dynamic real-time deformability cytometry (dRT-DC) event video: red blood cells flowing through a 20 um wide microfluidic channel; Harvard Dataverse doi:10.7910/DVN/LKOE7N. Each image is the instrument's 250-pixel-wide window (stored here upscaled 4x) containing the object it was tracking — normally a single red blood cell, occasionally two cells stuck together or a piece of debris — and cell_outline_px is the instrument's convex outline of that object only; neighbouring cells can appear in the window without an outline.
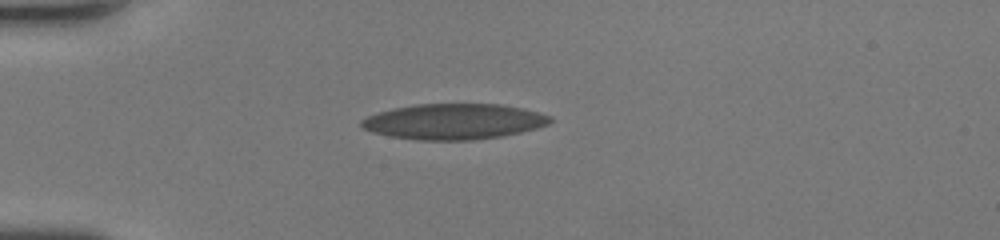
{"species": "human", "species_latin": "Homo sapiens", "temperature_condition": "room temperature", "stored_images_in_passage": 34, "camera_frame_rate_fps": 3000, "um_per_image_px": 0.085, "donor": {"sex": "female"}, "frame": {"image": 1, "passage_image": 1, "time_ms": 0.0, "image_size_px": [1000, 240], "cell_outline_px": [[552, 120], [548, 124], [536, 128], [504, 136], [472, 140], [416, 140], [392, 136], [372, 132], [364, 128], [360, 124], [360, 120], [376, 112], [392, 108], [412, 104], [500, 104], [524, 108], [540, 112], [552, 116]], "centroid_in_image_um": [38.58, 10.32], "position_along_channel_um": 46.4, "area_um2": 39.42}}
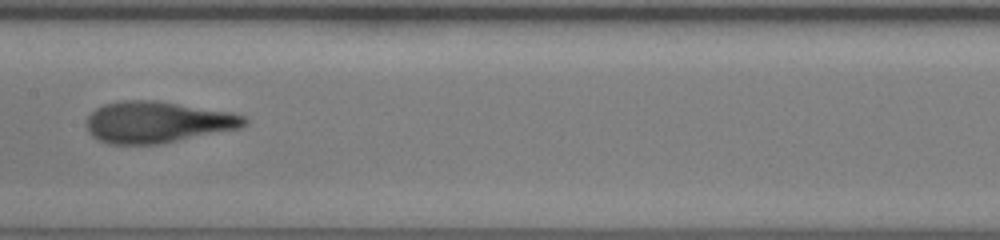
{"frame": {"image": 2, "passage_image": 13, "time_ms": 4.0, "image_size_px": [1000, 240], "cell_outline_px": [[248, 124], [240, 128], [160, 144], [108, 144], [92, 136], [88, 132], [84, 124], [88, 116], [96, 108], [104, 104], [120, 100], [156, 100], [232, 112], [244, 116], [248, 120]], "centroid_in_image_um": [13.36, 10.38], "position_along_channel_um": 194.0, "area_um2": 38.38}}
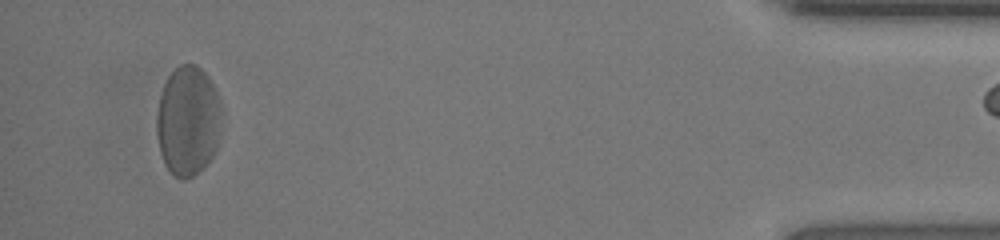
{"frame": {"image": 3, "passage_image": 33, "time_ms": 10.667, "image_size_px": [1000, 240], "cell_outline_px": [[220, 120], [216, 148], [212, 156], [192, 176], [184, 180], [180, 180], [164, 164], [160, 152], [156, 132], [156, 112], [160, 96], [164, 84], [168, 76], [180, 64], [196, 64], [208, 76], [220, 100]], "centroid_in_image_um": [15.94, 10.25], "position_along_channel_um": 419.3, "area_um2": 41.21}}